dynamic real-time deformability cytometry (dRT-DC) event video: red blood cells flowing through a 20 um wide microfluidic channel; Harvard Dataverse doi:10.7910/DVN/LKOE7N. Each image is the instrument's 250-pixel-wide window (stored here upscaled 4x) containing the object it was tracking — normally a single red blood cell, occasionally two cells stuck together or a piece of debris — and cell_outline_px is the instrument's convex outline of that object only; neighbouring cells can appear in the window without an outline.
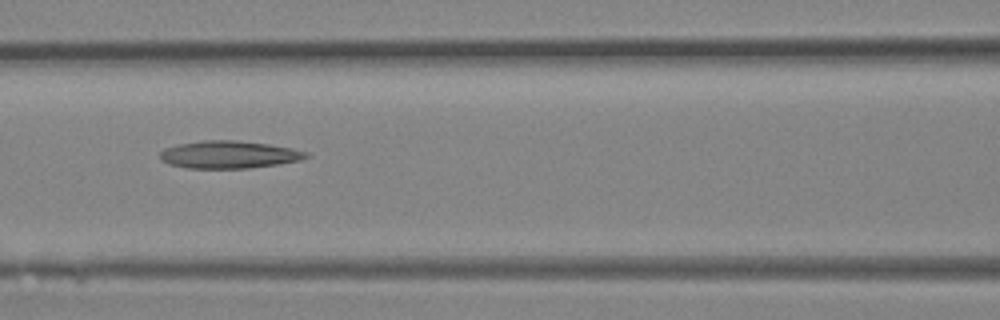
{"species": "Egyptian fruit bat (a non-hibernating species)", "species_latin": "Rousettus aegyptiacus", "temperature_condition": "room temperature", "stored_images_in_passage": 25, "camera_frame_rate_fps": 3000, "um_per_image_px": 0.085, "animal": {"sex": "female"}, "frame": {"image": 1, "passage_image": 5, "time_ms": 1.333, "image_size_px": [1000, 320], "cell_outline_px": [[308, 156], [300, 160], [280, 164], [248, 168], [188, 168], [168, 164], [160, 160], [160, 152], [164, 148], [180, 144], [204, 140], [232, 140], [268, 144], [292, 148], [308, 152]], "centroid_in_image_um": [19.45, 13.14], "position_along_channel_um": 147.2, "area_um2": 23.35}}
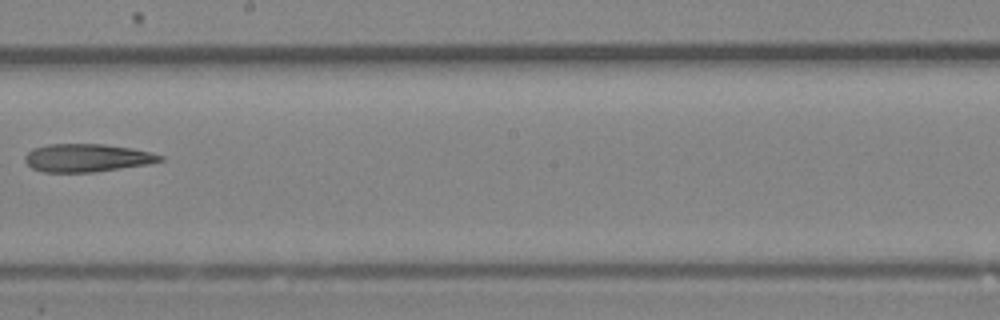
{"frame": {"image": 2, "passage_image": 10, "time_ms": 3.0, "image_size_px": [1000, 320], "cell_outline_px": [[164, 160], [152, 164], [96, 172], [44, 172], [32, 168], [24, 160], [24, 156], [32, 148], [48, 144], [104, 144], [132, 148], [152, 152], [164, 156]], "centroid_in_image_um": [7.44, 13.42], "position_along_channel_um": 240.8, "area_um2": 22.37}}
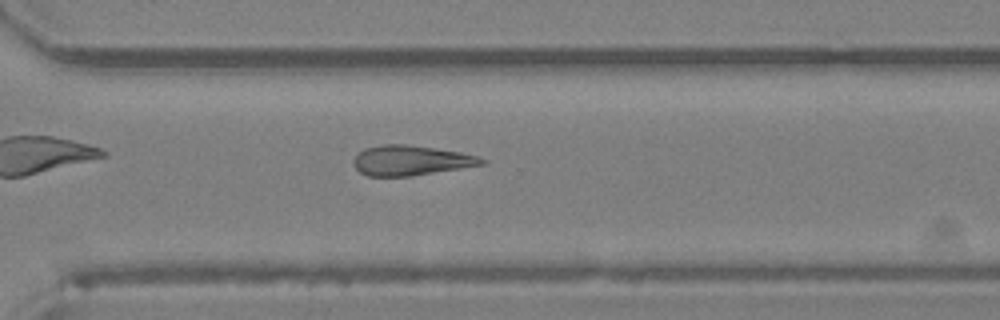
{"frame": {"image": 3, "passage_image": 15, "time_ms": 4.667, "image_size_px": [1000, 320], "cell_outline_px": [[488, 160], [484, 164], [412, 176], [368, 176], [360, 172], [352, 164], [352, 160], [364, 148], [384, 144], [404, 144], [460, 152], [476, 156]], "centroid_in_image_um": [34.89, 13.64], "position_along_channel_um": 335.7, "area_um2": 22.2}}